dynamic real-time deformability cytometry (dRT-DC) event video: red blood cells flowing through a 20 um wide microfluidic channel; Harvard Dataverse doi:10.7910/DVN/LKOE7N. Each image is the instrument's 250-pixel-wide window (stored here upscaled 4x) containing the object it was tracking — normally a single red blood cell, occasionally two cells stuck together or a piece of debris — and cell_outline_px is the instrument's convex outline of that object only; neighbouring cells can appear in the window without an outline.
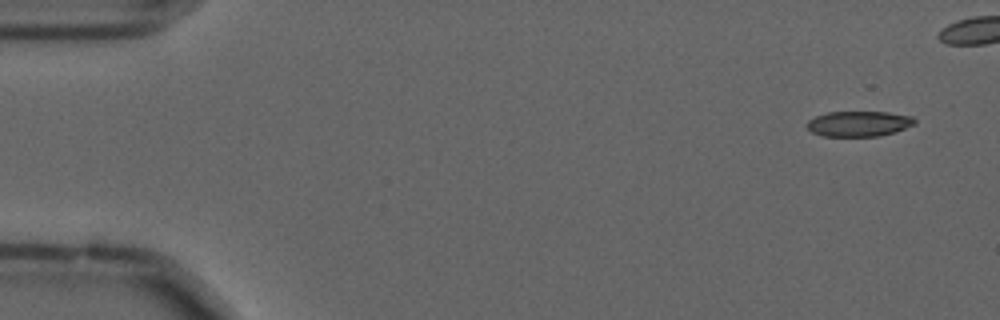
{"species": "common noctule bat (a hibernating species)", "species_latin": "Nyctalus noctula", "temperature_condition": "cold", "stored_images_in_passage": 4, "camera_frame_rate_fps": 3000, "um_per_image_px": 0.085, "animal": {"sex": "male", "forearm_length_mm": 52.5}, "frame": {"image": 1, "passage_image": 1, "time_ms": 0.0, "image_size_px": [1000, 320], "cell_outline_px": [[916, 124], [896, 132], [880, 136], [820, 136], [812, 132], [808, 128], [808, 120], [816, 116], [828, 112], [888, 112], [912, 116], [916, 120]], "centroid_in_image_um": [73.04, 10.52], "position_along_channel_um": 12.0, "area_um2": 16.01}}